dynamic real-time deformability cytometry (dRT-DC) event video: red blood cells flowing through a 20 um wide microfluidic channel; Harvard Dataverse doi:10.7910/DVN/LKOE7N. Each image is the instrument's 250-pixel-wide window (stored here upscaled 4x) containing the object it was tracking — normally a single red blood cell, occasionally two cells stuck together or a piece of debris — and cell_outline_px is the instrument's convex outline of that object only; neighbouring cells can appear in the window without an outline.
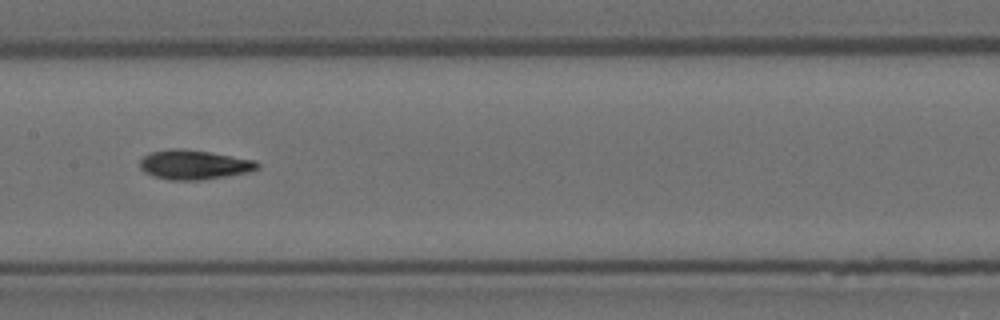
{"species": "Egyptian fruit bat (a non-hibernating species)", "species_latin": "Rousettus aegyptiacus", "temperature_condition": "room temperature", "stored_images_in_passage": 17, "camera_frame_rate_fps": 3000, "um_per_image_px": 0.085, "animal": {"sex": "female"}, "frame": {"image": 1, "passage_image": 8, "time_ms": 2.333, "image_size_px": [1000, 320], "cell_outline_px": [[260, 168], [248, 172], [228, 176], [204, 180], [168, 180], [144, 172], [140, 168], [140, 160], [148, 152], [168, 148], [180, 148], [208, 152], [256, 160], [260, 164]], "centroid_in_image_um": [16.49, 14.0], "position_along_channel_um": 190.9, "area_um2": 20.35}}
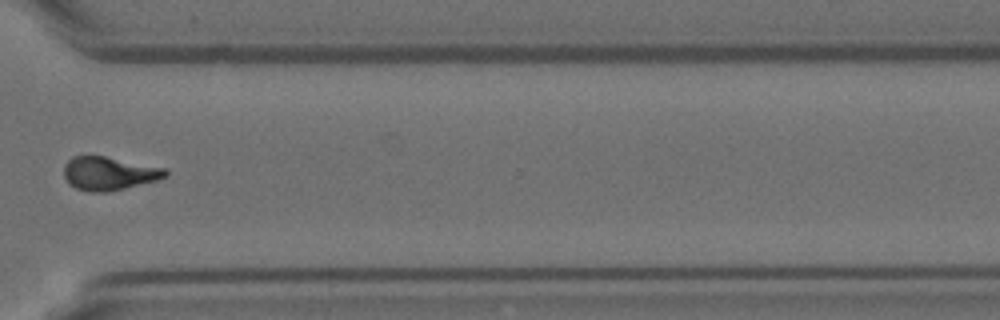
{"frame": {"image": 2, "passage_image": 12, "time_ms": 3.667, "image_size_px": [1000, 320], "cell_outline_px": [[168, 176], [156, 180], [108, 192], [88, 192], [76, 188], [68, 184], [64, 176], [64, 164], [72, 156], [104, 156], [164, 168], [168, 172]], "centroid_in_image_um": [9.22, 14.75], "position_along_channel_um": 361.4, "area_um2": 19.65}}
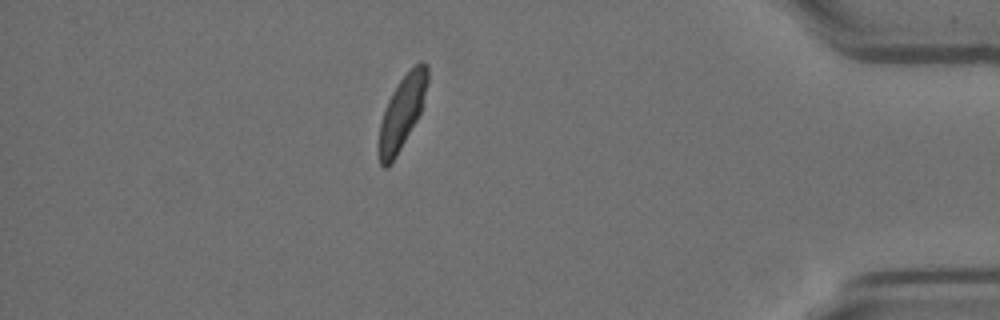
{"frame": {"image": 3, "passage_image": 17, "time_ms": 5.333, "image_size_px": [1000, 320], "cell_outline_px": [[428, 80], [420, 112], [416, 120], [392, 164], [388, 168], [384, 168], [380, 164], [380, 124], [384, 108], [392, 92], [400, 80], [420, 60], [428, 64]], "centroid_in_image_um": [34.17, 9.54], "position_along_channel_um": 401.0, "area_um2": 20.17}}